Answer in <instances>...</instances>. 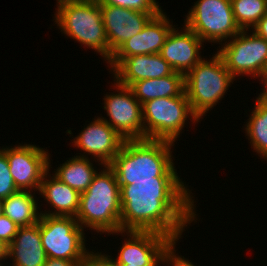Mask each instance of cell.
<instances>
[{
  "label": "cell",
  "mask_w": 267,
  "mask_h": 266,
  "mask_svg": "<svg viewBox=\"0 0 267 266\" xmlns=\"http://www.w3.org/2000/svg\"><path fill=\"white\" fill-rule=\"evenodd\" d=\"M33 191L18 190L2 200V214L7 216L18 227H26L38 223L41 213L37 210L38 201Z\"/></svg>",
  "instance_id": "cell-21"
},
{
  "label": "cell",
  "mask_w": 267,
  "mask_h": 266,
  "mask_svg": "<svg viewBox=\"0 0 267 266\" xmlns=\"http://www.w3.org/2000/svg\"><path fill=\"white\" fill-rule=\"evenodd\" d=\"M257 36L267 40V13L252 28Z\"/></svg>",
  "instance_id": "cell-30"
},
{
  "label": "cell",
  "mask_w": 267,
  "mask_h": 266,
  "mask_svg": "<svg viewBox=\"0 0 267 266\" xmlns=\"http://www.w3.org/2000/svg\"><path fill=\"white\" fill-rule=\"evenodd\" d=\"M99 5H113L126 9H132L143 13H150L153 17L162 9L156 0H96Z\"/></svg>",
  "instance_id": "cell-25"
},
{
  "label": "cell",
  "mask_w": 267,
  "mask_h": 266,
  "mask_svg": "<svg viewBox=\"0 0 267 266\" xmlns=\"http://www.w3.org/2000/svg\"><path fill=\"white\" fill-rule=\"evenodd\" d=\"M117 93L106 94L103 98L109 120H105L124 140L144 139L142 104L134 97L127 86L114 80ZM120 90V91H119Z\"/></svg>",
  "instance_id": "cell-10"
},
{
  "label": "cell",
  "mask_w": 267,
  "mask_h": 266,
  "mask_svg": "<svg viewBox=\"0 0 267 266\" xmlns=\"http://www.w3.org/2000/svg\"><path fill=\"white\" fill-rule=\"evenodd\" d=\"M81 266H118L113 260L112 257L106 255L105 253L102 254L101 252L94 253L90 251Z\"/></svg>",
  "instance_id": "cell-29"
},
{
  "label": "cell",
  "mask_w": 267,
  "mask_h": 266,
  "mask_svg": "<svg viewBox=\"0 0 267 266\" xmlns=\"http://www.w3.org/2000/svg\"><path fill=\"white\" fill-rule=\"evenodd\" d=\"M256 99L245 133L254 151L267 159V102L260 95Z\"/></svg>",
  "instance_id": "cell-23"
},
{
  "label": "cell",
  "mask_w": 267,
  "mask_h": 266,
  "mask_svg": "<svg viewBox=\"0 0 267 266\" xmlns=\"http://www.w3.org/2000/svg\"><path fill=\"white\" fill-rule=\"evenodd\" d=\"M233 16L240 30H249L267 13V0H231Z\"/></svg>",
  "instance_id": "cell-24"
},
{
  "label": "cell",
  "mask_w": 267,
  "mask_h": 266,
  "mask_svg": "<svg viewBox=\"0 0 267 266\" xmlns=\"http://www.w3.org/2000/svg\"><path fill=\"white\" fill-rule=\"evenodd\" d=\"M88 158L78 155L69 158L59 168L57 167L54 176L80 194L85 192L98 172Z\"/></svg>",
  "instance_id": "cell-22"
},
{
  "label": "cell",
  "mask_w": 267,
  "mask_h": 266,
  "mask_svg": "<svg viewBox=\"0 0 267 266\" xmlns=\"http://www.w3.org/2000/svg\"><path fill=\"white\" fill-rule=\"evenodd\" d=\"M234 79L218 53L202 59L185 75V92L199 120L222 100Z\"/></svg>",
  "instance_id": "cell-5"
},
{
  "label": "cell",
  "mask_w": 267,
  "mask_h": 266,
  "mask_svg": "<svg viewBox=\"0 0 267 266\" xmlns=\"http://www.w3.org/2000/svg\"><path fill=\"white\" fill-rule=\"evenodd\" d=\"M261 97L267 102V90L261 95Z\"/></svg>",
  "instance_id": "cell-34"
},
{
  "label": "cell",
  "mask_w": 267,
  "mask_h": 266,
  "mask_svg": "<svg viewBox=\"0 0 267 266\" xmlns=\"http://www.w3.org/2000/svg\"><path fill=\"white\" fill-rule=\"evenodd\" d=\"M178 29L172 28L159 54L175 72L186 75L203 59L199 51L204 42L185 24L182 30Z\"/></svg>",
  "instance_id": "cell-16"
},
{
  "label": "cell",
  "mask_w": 267,
  "mask_h": 266,
  "mask_svg": "<svg viewBox=\"0 0 267 266\" xmlns=\"http://www.w3.org/2000/svg\"><path fill=\"white\" fill-rule=\"evenodd\" d=\"M105 27L109 60L113 52L127 39L141 32L153 17L150 13L113 5H99Z\"/></svg>",
  "instance_id": "cell-15"
},
{
  "label": "cell",
  "mask_w": 267,
  "mask_h": 266,
  "mask_svg": "<svg viewBox=\"0 0 267 266\" xmlns=\"http://www.w3.org/2000/svg\"><path fill=\"white\" fill-rule=\"evenodd\" d=\"M178 242V240H171L167 246L163 249L160 255V263L165 265L168 264V266H196L192 264L188 259L185 260L184 256H178L175 254V245Z\"/></svg>",
  "instance_id": "cell-27"
},
{
  "label": "cell",
  "mask_w": 267,
  "mask_h": 266,
  "mask_svg": "<svg viewBox=\"0 0 267 266\" xmlns=\"http://www.w3.org/2000/svg\"><path fill=\"white\" fill-rule=\"evenodd\" d=\"M39 228L47 257L83 261L89 253L85 246L84 228L76 217L41 214Z\"/></svg>",
  "instance_id": "cell-7"
},
{
  "label": "cell",
  "mask_w": 267,
  "mask_h": 266,
  "mask_svg": "<svg viewBox=\"0 0 267 266\" xmlns=\"http://www.w3.org/2000/svg\"><path fill=\"white\" fill-rule=\"evenodd\" d=\"M163 10L152 17L141 32L124 41L108 61L113 71L126 57L160 53L165 40L174 27Z\"/></svg>",
  "instance_id": "cell-12"
},
{
  "label": "cell",
  "mask_w": 267,
  "mask_h": 266,
  "mask_svg": "<svg viewBox=\"0 0 267 266\" xmlns=\"http://www.w3.org/2000/svg\"><path fill=\"white\" fill-rule=\"evenodd\" d=\"M94 121L84 126L73 145L85 151L80 157H88L85 153L100 162L98 165H109L118 154L125 140L102 118H93ZM85 154V155H84Z\"/></svg>",
  "instance_id": "cell-13"
},
{
  "label": "cell",
  "mask_w": 267,
  "mask_h": 266,
  "mask_svg": "<svg viewBox=\"0 0 267 266\" xmlns=\"http://www.w3.org/2000/svg\"><path fill=\"white\" fill-rule=\"evenodd\" d=\"M17 191L5 155V147H2L0 149V199L3 200Z\"/></svg>",
  "instance_id": "cell-26"
},
{
  "label": "cell",
  "mask_w": 267,
  "mask_h": 266,
  "mask_svg": "<svg viewBox=\"0 0 267 266\" xmlns=\"http://www.w3.org/2000/svg\"><path fill=\"white\" fill-rule=\"evenodd\" d=\"M144 139L175 142L187 119L199 122L186 92L181 96L156 98L142 105ZM190 116V117H189ZM189 117V118H188Z\"/></svg>",
  "instance_id": "cell-6"
},
{
  "label": "cell",
  "mask_w": 267,
  "mask_h": 266,
  "mask_svg": "<svg viewBox=\"0 0 267 266\" xmlns=\"http://www.w3.org/2000/svg\"><path fill=\"white\" fill-rule=\"evenodd\" d=\"M7 250H8V246L0 240V260H3L2 262L8 259Z\"/></svg>",
  "instance_id": "cell-32"
},
{
  "label": "cell",
  "mask_w": 267,
  "mask_h": 266,
  "mask_svg": "<svg viewBox=\"0 0 267 266\" xmlns=\"http://www.w3.org/2000/svg\"><path fill=\"white\" fill-rule=\"evenodd\" d=\"M87 190L80 194L76 219L79 225L97 233L125 234L120 231V186L114 170L104 165Z\"/></svg>",
  "instance_id": "cell-3"
},
{
  "label": "cell",
  "mask_w": 267,
  "mask_h": 266,
  "mask_svg": "<svg viewBox=\"0 0 267 266\" xmlns=\"http://www.w3.org/2000/svg\"><path fill=\"white\" fill-rule=\"evenodd\" d=\"M7 257L12 266H43L47 255L42 245L39 221L35 225L19 227L12 243L8 246Z\"/></svg>",
  "instance_id": "cell-18"
},
{
  "label": "cell",
  "mask_w": 267,
  "mask_h": 266,
  "mask_svg": "<svg viewBox=\"0 0 267 266\" xmlns=\"http://www.w3.org/2000/svg\"><path fill=\"white\" fill-rule=\"evenodd\" d=\"M129 88L134 97L143 105L156 98L181 96L185 92V75L174 72L161 78L137 81Z\"/></svg>",
  "instance_id": "cell-20"
},
{
  "label": "cell",
  "mask_w": 267,
  "mask_h": 266,
  "mask_svg": "<svg viewBox=\"0 0 267 266\" xmlns=\"http://www.w3.org/2000/svg\"><path fill=\"white\" fill-rule=\"evenodd\" d=\"M174 72L159 53L126 57L112 71L115 81L127 87L140 80L161 78Z\"/></svg>",
  "instance_id": "cell-17"
},
{
  "label": "cell",
  "mask_w": 267,
  "mask_h": 266,
  "mask_svg": "<svg viewBox=\"0 0 267 266\" xmlns=\"http://www.w3.org/2000/svg\"><path fill=\"white\" fill-rule=\"evenodd\" d=\"M2 214V200L0 199V215Z\"/></svg>",
  "instance_id": "cell-35"
},
{
  "label": "cell",
  "mask_w": 267,
  "mask_h": 266,
  "mask_svg": "<svg viewBox=\"0 0 267 266\" xmlns=\"http://www.w3.org/2000/svg\"><path fill=\"white\" fill-rule=\"evenodd\" d=\"M126 234L128 238L122 243L116 259H112L118 266H158L161 252L171 241L153 231H126Z\"/></svg>",
  "instance_id": "cell-14"
},
{
  "label": "cell",
  "mask_w": 267,
  "mask_h": 266,
  "mask_svg": "<svg viewBox=\"0 0 267 266\" xmlns=\"http://www.w3.org/2000/svg\"><path fill=\"white\" fill-rule=\"evenodd\" d=\"M172 146L173 142L165 140H125L109 166L119 185H129V180H181L174 167Z\"/></svg>",
  "instance_id": "cell-2"
},
{
  "label": "cell",
  "mask_w": 267,
  "mask_h": 266,
  "mask_svg": "<svg viewBox=\"0 0 267 266\" xmlns=\"http://www.w3.org/2000/svg\"><path fill=\"white\" fill-rule=\"evenodd\" d=\"M120 186V231H153L179 240L196 212L182 180H129Z\"/></svg>",
  "instance_id": "cell-1"
},
{
  "label": "cell",
  "mask_w": 267,
  "mask_h": 266,
  "mask_svg": "<svg viewBox=\"0 0 267 266\" xmlns=\"http://www.w3.org/2000/svg\"><path fill=\"white\" fill-rule=\"evenodd\" d=\"M259 78L261 79L260 81H262V83L264 82V89H262L263 91L259 94L261 96L267 90V63Z\"/></svg>",
  "instance_id": "cell-33"
},
{
  "label": "cell",
  "mask_w": 267,
  "mask_h": 266,
  "mask_svg": "<svg viewBox=\"0 0 267 266\" xmlns=\"http://www.w3.org/2000/svg\"><path fill=\"white\" fill-rule=\"evenodd\" d=\"M251 32L241 30L217 51L235 80L241 75L260 77L267 63V40Z\"/></svg>",
  "instance_id": "cell-9"
},
{
  "label": "cell",
  "mask_w": 267,
  "mask_h": 266,
  "mask_svg": "<svg viewBox=\"0 0 267 266\" xmlns=\"http://www.w3.org/2000/svg\"><path fill=\"white\" fill-rule=\"evenodd\" d=\"M48 170L40 184L39 194L42 195L55 211H40L41 214L50 216L76 217L79 209L80 193L54 175L50 178ZM48 178L50 179H47ZM44 212V213H43ZM48 212V213H47Z\"/></svg>",
  "instance_id": "cell-19"
},
{
  "label": "cell",
  "mask_w": 267,
  "mask_h": 266,
  "mask_svg": "<svg viewBox=\"0 0 267 266\" xmlns=\"http://www.w3.org/2000/svg\"><path fill=\"white\" fill-rule=\"evenodd\" d=\"M54 22L60 32L99 53L109 61L107 35L96 0H57Z\"/></svg>",
  "instance_id": "cell-4"
},
{
  "label": "cell",
  "mask_w": 267,
  "mask_h": 266,
  "mask_svg": "<svg viewBox=\"0 0 267 266\" xmlns=\"http://www.w3.org/2000/svg\"><path fill=\"white\" fill-rule=\"evenodd\" d=\"M83 261H70L64 259H53L47 257L43 266H81Z\"/></svg>",
  "instance_id": "cell-31"
},
{
  "label": "cell",
  "mask_w": 267,
  "mask_h": 266,
  "mask_svg": "<svg viewBox=\"0 0 267 266\" xmlns=\"http://www.w3.org/2000/svg\"><path fill=\"white\" fill-rule=\"evenodd\" d=\"M10 173L18 190L39 191L41 181L50 167L48 150L34 144L6 147Z\"/></svg>",
  "instance_id": "cell-11"
},
{
  "label": "cell",
  "mask_w": 267,
  "mask_h": 266,
  "mask_svg": "<svg viewBox=\"0 0 267 266\" xmlns=\"http://www.w3.org/2000/svg\"><path fill=\"white\" fill-rule=\"evenodd\" d=\"M19 227L7 216L0 215V240L9 246L12 243Z\"/></svg>",
  "instance_id": "cell-28"
},
{
  "label": "cell",
  "mask_w": 267,
  "mask_h": 266,
  "mask_svg": "<svg viewBox=\"0 0 267 266\" xmlns=\"http://www.w3.org/2000/svg\"><path fill=\"white\" fill-rule=\"evenodd\" d=\"M184 24L203 42L221 45L241 31L233 16L231 0H197Z\"/></svg>",
  "instance_id": "cell-8"
}]
</instances>
